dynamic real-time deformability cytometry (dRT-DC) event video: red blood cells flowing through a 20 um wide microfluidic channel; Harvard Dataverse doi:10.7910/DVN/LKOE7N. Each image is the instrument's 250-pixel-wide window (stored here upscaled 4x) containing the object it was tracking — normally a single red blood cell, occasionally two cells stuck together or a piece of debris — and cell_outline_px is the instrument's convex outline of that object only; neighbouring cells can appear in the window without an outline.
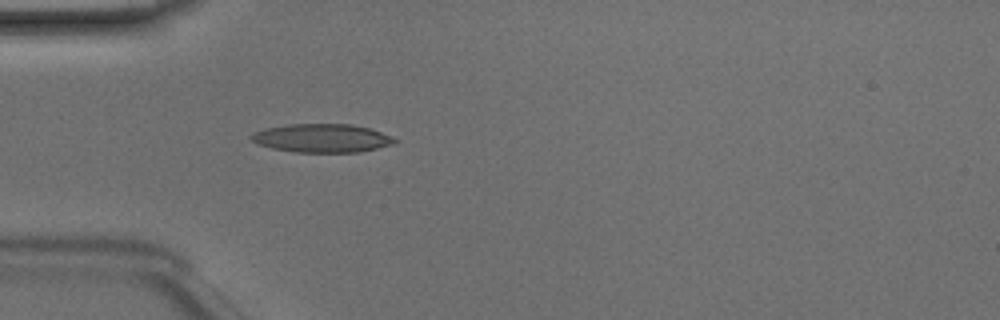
{"species": "Egyptian fruit bat (a non-hibernating species)", "species_latin": "Rousettus aegyptiacus", "temperature_condition": "room temperature", "stored_images_in_passage": 33, "camera_frame_rate_fps": 3000, "um_per_image_px": 0.085, "animal": {"sex": "male"}, "frame": {"image": 1, "passage_image": 1, "time_ms": 0.0, "image_size_px": [1000, 320], "cell_outline_px": [[400, 140], [392, 144], [360, 152], [296, 152], [272, 148], [260, 144], [252, 140], [248, 136], [252, 132], [268, 128], [288, 124], [352, 124], [368, 128], [392, 136]], "centroid_in_image_um": [27.37, 11.74], "position_along_channel_um": 57.6, "area_um2": 23.7}}
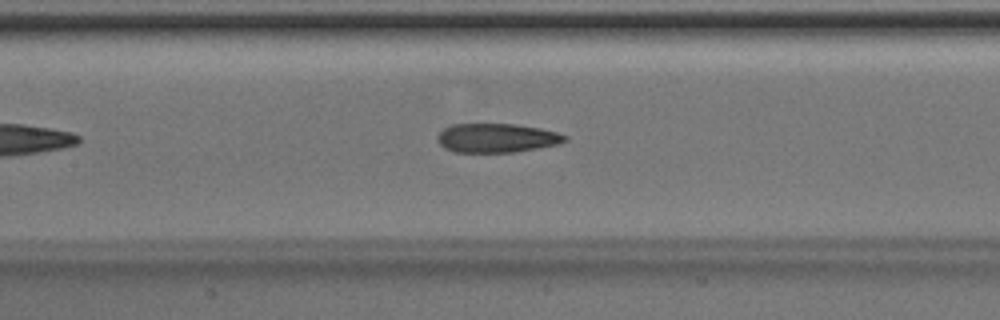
{"frame": {"image": 2, "passage_image": 9, "time_ms": 2.667, "image_size_px": [1000, 320], "cell_outline_px": [[568, 140], [556, 144], [536, 148], [512, 152], [456, 152], [444, 148], [440, 144], [436, 136], [444, 128], [452, 124], [516, 124], [540, 128], [556, 132], [568, 136]], "centroid_in_image_um": [42.2, 11.72], "position_along_channel_um": 165.2, "area_um2": 21.44}}
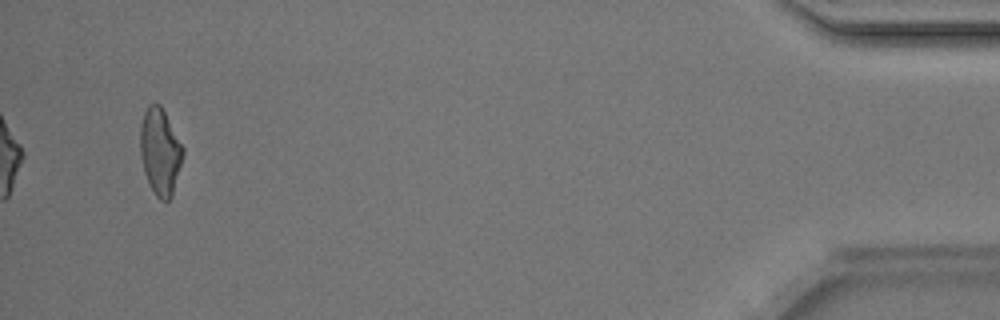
{"frame": {"image": 3, "passage_image": 33, "time_ms": 10.667, "image_size_px": [1000, 320], "cell_outline_px": [[184, 156], [172, 196], [168, 200], [160, 200], [156, 196], [144, 172], [140, 156], [140, 124], [144, 112], [148, 104], [160, 104], [184, 148]], "centroid_in_image_um": [13.61, 12.88], "position_along_channel_um": 421.6, "area_um2": 21.56}, "authors_computed_cell_mechanics": {"area_um2": 21.9062, "velocity_mm_per_s": 4.1891, "shape_relaxation_time_tau1_ms": 11.3151, "shape_relaxation_time_tau2_ms": 2.56, "deformation_change_tau1": 0.2892, "deformation_change_tau2": 0.1173}}